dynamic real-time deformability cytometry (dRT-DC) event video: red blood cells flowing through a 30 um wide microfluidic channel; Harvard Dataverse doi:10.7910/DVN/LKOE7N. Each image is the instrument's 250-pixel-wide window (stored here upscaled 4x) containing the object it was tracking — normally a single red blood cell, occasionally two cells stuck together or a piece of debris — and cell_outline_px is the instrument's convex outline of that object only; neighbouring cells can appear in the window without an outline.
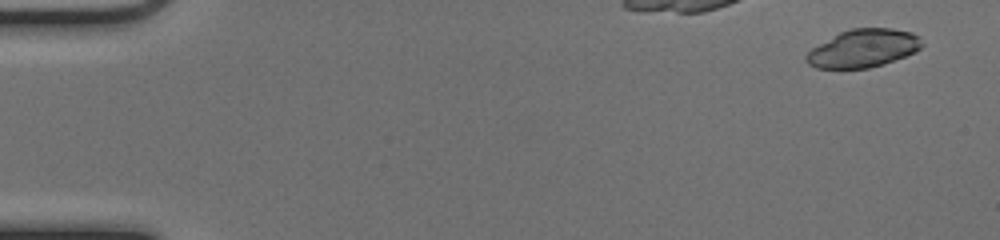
{"species": "common noctule bat (a hibernating species)", "species_latin": "Nyctalus noctula", "temperature_condition": "cold", "stored_images_in_passage": 15, "camera_frame_rate_fps": 3000, "um_per_image_px": 0.085, "animal": {"sex": "female", "body_mass_g": 17.0, "forearm_length_mm": 48.0}, "frame": {"image": 1, "passage_image": 3, "time_ms": 0.667, "image_size_px": [1000, 240], "cell_outline_px": [[924, 44], [916, 52], [884, 64], [868, 68], [816, 68], [808, 64], [804, 60], [804, 56], [812, 48], [840, 32], [852, 28], [892, 28], [912, 32], [920, 36]], "centroid_in_image_um": [73.4, 4.11], "position_along_channel_um": 11.6, "area_um2": 25.72}}